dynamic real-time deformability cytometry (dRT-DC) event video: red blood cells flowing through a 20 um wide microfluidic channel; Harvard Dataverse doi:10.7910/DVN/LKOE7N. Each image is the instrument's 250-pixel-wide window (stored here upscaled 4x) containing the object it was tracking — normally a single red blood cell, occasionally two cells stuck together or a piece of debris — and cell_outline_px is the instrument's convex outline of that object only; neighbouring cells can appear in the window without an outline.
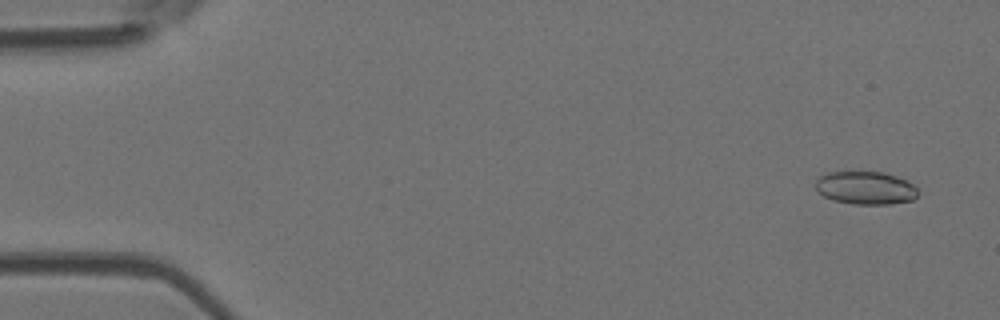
{"species": "Egyptian fruit bat (a non-hibernating species)", "species_latin": "Rousettus aegyptiacus", "temperature_condition": "room temperature", "stored_images_in_passage": 7, "camera_frame_rate_fps": 3000, "um_per_image_px": 0.085, "animal": {"sex": "female"}, "frame": {"image": 1, "passage_image": 1, "time_ms": 0.0, "image_size_px": [1000, 320], "cell_outline_px": [[916, 196], [912, 200], [892, 204], [852, 204], [832, 200], [816, 192], [812, 184], [820, 176], [828, 172], [884, 172], [904, 180], [912, 184], [916, 188]], "centroid_in_image_um": [73.48, 15.98], "position_along_channel_um": 11.5, "area_um2": 19.77}}
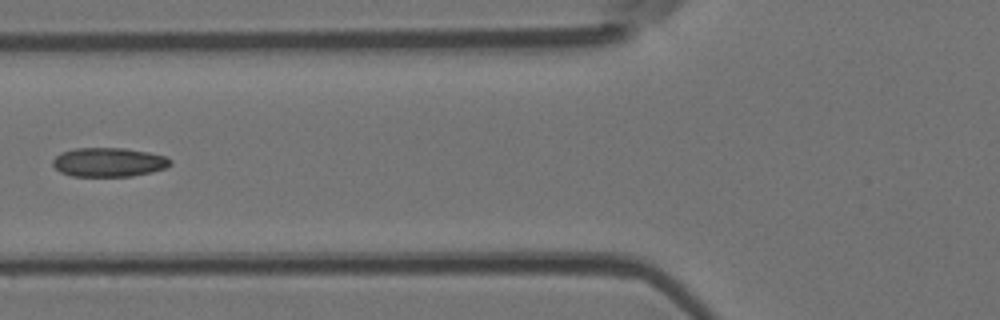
{"frame": {"image": 2, "passage_image": 6, "time_ms": 6.0, "image_size_px": [1000, 320], "cell_outline_px": [[172, 164], [164, 168], [152, 172], [132, 176], [72, 176], [60, 172], [52, 164], [52, 160], [60, 152], [76, 148], [124, 148], [148, 152], [168, 156], [172, 160]], "centroid_in_image_um": [9.26, 13.78], "position_along_channel_um": 116.5, "area_um2": 20.06}}
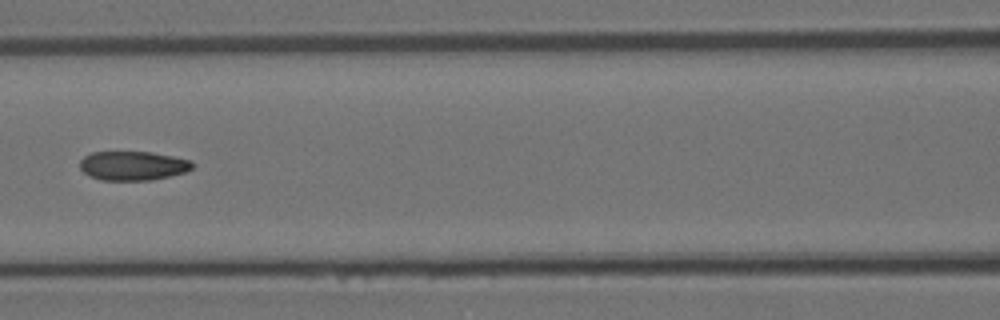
{"frame": {"image": 3, "passage_image": 7, "time_ms": 7.0, "image_size_px": [1000, 320], "cell_outline_px": [[192, 168], [184, 172], [152, 180], [100, 180], [88, 176], [80, 168], [80, 160], [84, 156], [92, 152], [152, 152], [192, 160]], "centroid_in_image_um": [11.26, 14.08], "position_along_channel_um": 155.3, "area_um2": 19.07}}